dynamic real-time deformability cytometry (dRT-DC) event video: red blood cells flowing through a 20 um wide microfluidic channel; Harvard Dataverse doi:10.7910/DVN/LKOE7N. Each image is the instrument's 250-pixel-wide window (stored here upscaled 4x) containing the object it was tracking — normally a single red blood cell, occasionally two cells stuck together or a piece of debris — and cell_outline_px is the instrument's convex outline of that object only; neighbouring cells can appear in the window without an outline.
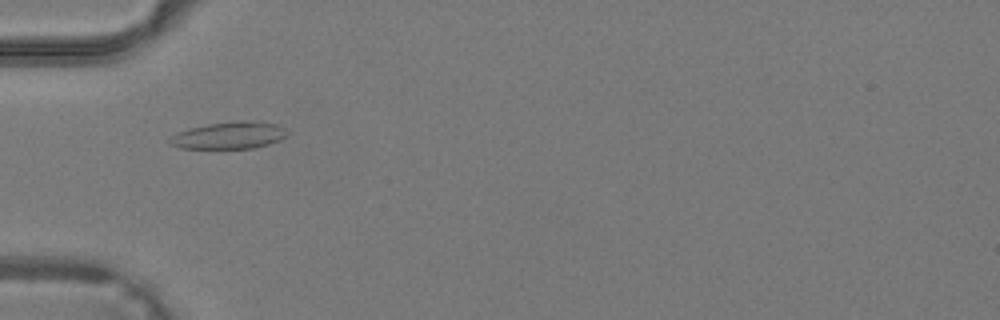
{"species": "common noctule bat (a hibernating species)", "species_latin": "Nyctalus noctula", "temperature_condition": "warm", "stored_images_in_passage": 42, "camera_frame_rate_fps": 3000, "um_per_image_px": 0.085, "animal": {"sex": "male", "body_mass_g": 19.2, "forearm_length_mm": 51.8}, "frame": {"image": 1, "passage_image": 15, "time_ms": 4.667, "image_size_px": [1000, 320], "cell_outline_px": [[288, 136], [280, 140], [268, 144], [252, 148], [180, 148], [168, 144], [168, 140], [172, 136], [188, 128], [208, 124], [236, 120], [264, 120], [276, 124], [284, 128], [288, 132]], "centroid_in_image_um": [19.52, 11.48], "position_along_channel_um": 65.5, "area_um2": 18.79}}
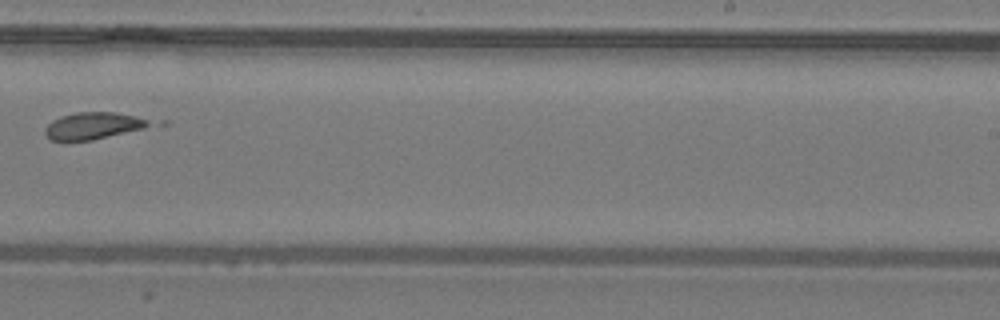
{"frame": {"image": 2, "passage_image": 28, "time_ms": 9.0, "image_size_px": [1000, 320], "cell_outline_px": [[152, 124], [144, 128], [92, 140], [48, 140], [44, 132], [44, 128], [52, 120], [60, 116], [76, 112], [116, 112], [136, 116], [148, 120]], "centroid_in_image_um": [7.86, 10.68], "position_along_channel_um": 281.1, "area_um2": 16.3}}
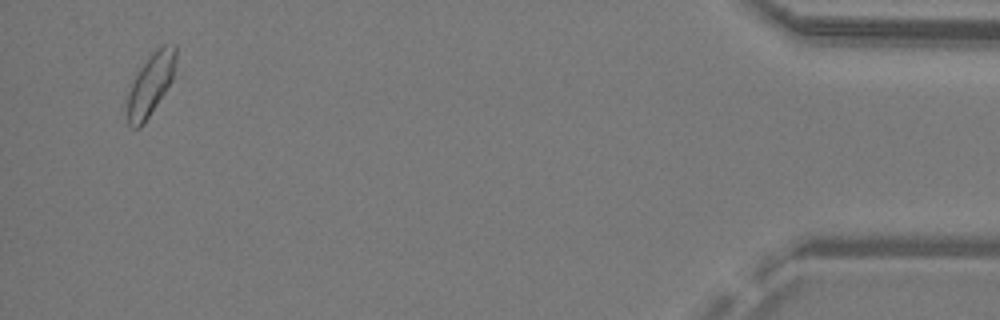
{"frame": {"image": 3, "passage_image": 41, "time_ms": 13.333, "image_size_px": [1000, 320], "cell_outline_px": [[176, 60], [172, 80], [144, 124], [140, 128], [132, 128], [128, 124], [124, 100], [132, 80], [148, 56], [156, 48], [164, 44], [176, 44]], "centroid_in_image_um": [12.74, 7.19], "position_along_channel_um": 422.5, "area_um2": 18.03}}